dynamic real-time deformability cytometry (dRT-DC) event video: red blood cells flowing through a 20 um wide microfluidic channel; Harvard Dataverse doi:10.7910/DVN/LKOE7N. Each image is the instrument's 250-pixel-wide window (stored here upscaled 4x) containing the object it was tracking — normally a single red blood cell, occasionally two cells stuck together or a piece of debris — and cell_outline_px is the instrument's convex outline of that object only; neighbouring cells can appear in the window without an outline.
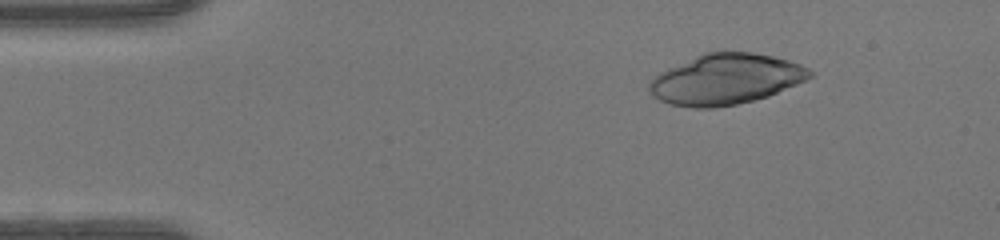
{"species": "human", "species_latin": "Homo sapiens", "temperature_condition": "warm", "stored_images_in_passage": 48, "camera_frame_rate_fps": 3000, "um_per_image_px": 0.085, "donor": {"sex": "female"}, "frame": {"image": 1, "passage_image": 7, "time_ms": 2.0, "image_size_px": [1000, 240], "cell_outline_px": [[812, 76], [796, 84], [768, 96], [736, 104], [712, 108], [692, 108], [668, 104], [652, 96], [648, 88], [648, 84], [652, 76], [668, 68], [704, 52], [752, 52], [772, 56], [788, 60], [800, 64], [808, 68], [812, 72]], "centroid_in_image_um": [61.64, 6.74], "position_along_channel_um": 23.4, "area_um2": 47.16}}
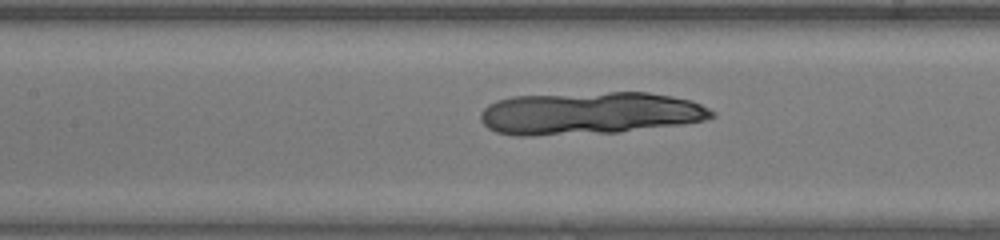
{"frame": {"image": 2, "passage_image": 22, "time_ms": 7.0, "image_size_px": [1000, 240], "cell_outline_px": [[716, 116], [704, 120], [684, 124], [620, 132], [532, 136], [516, 136], [496, 132], [488, 128], [480, 120], [480, 112], [488, 104], [496, 100], [512, 96], [608, 92], [648, 92], [672, 96], [692, 100], [716, 112]], "centroid_in_image_um": [50.12, 9.63], "position_along_channel_um": 157.3, "area_um2": 57.92}}
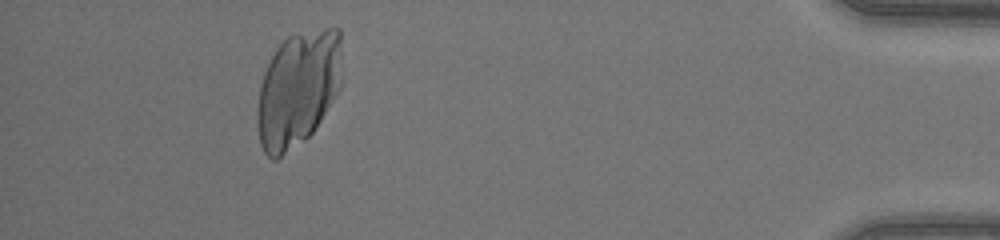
{"frame": {"image": 3, "passage_image": 44, "time_ms": 14.333, "image_size_px": [1000, 240], "cell_outline_px": [[340, 88], [320, 120], [312, 132], [308, 136], [276, 160], [272, 160], [264, 152], [260, 144], [256, 120], [256, 108], [260, 84], [264, 72], [276, 48], [288, 36], [328, 28], [340, 28]], "centroid_in_image_um": [25.29, 7.58], "position_along_channel_um": 409.9, "area_um2": 56.59}}